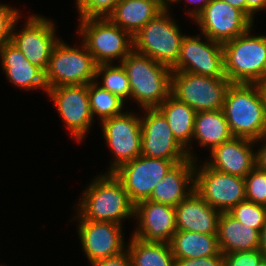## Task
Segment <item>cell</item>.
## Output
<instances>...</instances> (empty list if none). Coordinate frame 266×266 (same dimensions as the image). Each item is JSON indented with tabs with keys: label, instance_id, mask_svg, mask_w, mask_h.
Returning a JSON list of instances; mask_svg holds the SVG:
<instances>
[{
	"label": "cell",
	"instance_id": "ac0fdd59",
	"mask_svg": "<svg viewBox=\"0 0 266 266\" xmlns=\"http://www.w3.org/2000/svg\"><path fill=\"white\" fill-rule=\"evenodd\" d=\"M137 228L131 236L145 241L170 243L176 229L175 207L144 200L134 206Z\"/></svg>",
	"mask_w": 266,
	"mask_h": 266
},
{
	"label": "cell",
	"instance_id": "8992f818",
	"mask_svg": "<svg viewBox=\"0 0 266 266\" xmlns=\"http://www.w3.org/2000/svg\"><path fill=\"white\" fill-rule=\"evenodd\" d=\"M78 24V35L97 65L121 63L133 51V37L108 17L79 19Z\"/></svg>",
	"mask_w": 266,
	"mask_h": 266
},
{
	"label": "cell",
	"instance_id": "ee69618b",
	"mask_svg": "<svg viewBox=\"0 0 266 266\" xmlns=\"http://www.w3.org/2000/svg\"><path fill=\"white\" fill-rule=\"evenodd\" d=\"M165 7H169L170 8V4L173 5V2L175 0H159Z\"/></svg>",
	"mask_w": 266,
	"mask_h": 266
},
{
	"label": "cell",
	"instance_id": "74e56055",
	"mask_svg": "<svg viewBox=\"0 0 266 266\" xmlns=\"http://www.w3.org/2000/svg\"><path fill=\"white\" fill-rule=\"evenodd\" d=\"M266 10V0H246V16L254 23L256 12Z\"/></svg>",
	"mask_w": 266,
	"mask_h": 266
},
{
	"label": "cell",
	"instance_id": "f546056e",
	"mask_svg": "<svg viewBox=\"0 0 266 266\" xmlns=\"http://www.w3.org/2000/svg\"><path fill=\"white\" fill-rule=\"evenodd\" d=\"M98 77L102 78L100 79L102 84H99L101 82ZM94 81L101 88L108 90L125 103H128L127 100L130 99L131 89L127 73L121 64H116L115 66L114 63L97 65Z\"/></svg>",
	"mask_w": 266,
	"mask_h": 266
},
{
	"label": "cell",
	"instance_id": "836d02e7",
	"mask_svg": "<svg viewBox=\"0 0 266 266\" xmlns=\"http://www.w3.org/2000/svg\"><path fill=\"white\" fill-rule=\"evenodd\" d=\"M21 11L15 7L0 3V46L11 41L16 23H19Z\"/></svg>",
	"mask_w": 266,
	"mask_h": 266
},
{
	"label": "cell",
	"instance_id": "e0dca14e",
	"mask_svg": "<svg viewBox=\"0 0 266 266\" xmlns=\"http://www.w3.org/2000/svg\"><path fill=\"white\" fill-rule=\"evenodd\" d=\"M141 155L148 158L187 160V151L174 138L167 119L157 109H141Z\"/></svg>",
	"mask_w": 266,
	"mask_h": 266
},
{
	"label": "cell",
	"instance_id": "d4e9b609",
	"mask_svg": "<svg viewBox=\"0 0 266 266\" xmlns=\"http://www.w3.org/2000/svg\"><path fill=\"white\" fill-rule=\"evenodd\" d=\"M260 232L240 223L228 212L218 220V246L222 254L259 249Z\"/></svg>",
	"mask_w": 266,
	"mask_h": 266
},
{
	"label": "cell",
	"instance_id": "7c38bea8",
	"mask_svg": "<svg viewBox=\"0 0 266 266\" xmlns=\"http://www.w3.org/2000/svg\"><path fill=\"white\" fill-rule=\"evenodd\" d=\"M25 21L20 31L15 29V24L10 42L31 64L46 72L52 50L60 40L59 36H56L55 24L53 20L35 13L28 16Z\"/></svg>",
	"mask_w": 266,
	"mask_h": 266
},
{
	"label": "cell",
	"instance_id": "7a4b0ae2",
	"mask_svg": "<svg viewBox=\"0 0 266 266\" xmlns=\"http://www.w3.org/2000/svg\"><path fill=\"white\" fill-rule=\"evenodd\" d=\"M222 110L233 137L255 141L266 135L265 104L259 84L231 83Z\"/></svg>",
	"mask_w": 266,
	"mask_h": 266
},
{
	"label": "cell",
	"instance_id": "4fadbf2b",
	"mask_svg": "<svg viewBox=\"0 0 266 266\" xmlns=\"http://www.w3.org/2000/svg\"><path fill=\"white\" fill-rule=\"evenodd\" d=\"M201 35H185L178 60L171 68L172 71L216 78L225 77L222 43L213 41L204 34Z\"/></svg>",
	"mask_w": 266,
	"mask_h": 266
},
{
	"label": "cell",
	"instance_id": "2e32d148",
	"mask_svg": "<svg viewBox=\"0 0 266 266\" xmlns=\"http://www.w3.org/2000/svg\"><path fill=\"white\" fill-rule=\"evenodd\" d=\"M194 21L200 28L199 34L222 44L254 26L241 10L223 0H211Z\"/></svg>",
	"mask_w": 266,
	"mask_h": 266
},
{
	"label": "cell",
	"instance_id": "b9f144b4",
	"mask_svg": "<svg viewBox=\"0 0 266 266\" xmlns=\"http://www.w3.org/2000/svg\"><path fill=\"white\" fill-rule=\"evenodd\" d=\"M223 1L241 10L246 15V0H223Z\"/></svg>",
	"mask_w": 266,
	"mask_h": 266
},
{
	"label": "cell",
	"instance_id": "ab89813d",
	"mask_svg": "<svg viewBox=\"0 0 266 266\" xmlns=\"http://www.w3.org/2000/svg\"><path fill=\"white\" fill-rule=\"evenodd\" d=\"M181 0H175L173 3L174 4H178ZM187 2L193 3V4H197L191 9H189L188 11L186 10V14L189 15L188 17L192 18V20H194L205 8V6L211 1V0H186ZM178 2V3H177Z\"/></svg>",
	"mask_w": 266,
	"mask_h": 266
},
{
	"label": "cell",
	"instance_id": "4316f807",
	"mask_svg": "<svg viewBox=\"0 0 266 266\" xmlns=\"http://www.w3.org/2000/svg\"><path fill=\"white\" fill-rule=\"evenodd\" d=\"M170 246L175 259H194L223 255L218 246L217 234H201L177 230Z\"/></svg>",
	"mask_w": 266,
	"mask_h": 266
},
{
	"label": "cell",
	"instance_id": "9a60e30c",
	"mask_svg": "<svg viewBox=\"0 0 266 266\" xmlns=\"http://www.w3.org/2000/svg\"><path fill=\"white\" fill-rule=\"evenodd\" d=\"M75 215L72 220L77 221L78 239L89 264L119 255L126 250L123 225L84 220L77 212Z\"/></svg>",
	"mask_w": 266,
	"mask_h": 266
},
{
	"label": "cell",
	"instance_id": "60d3db41",
	"mask_svg": "<svg viewBox=\"0 0 266 266\" xmlns=\"http://www.w3.org/2000/svg\"><path fill=\"white\" fill-rule=\"evenodd\" d=\"M259 250L266 257V219L259 237Z\"/></svg>",
	"mask_w": 266,
	"mask_h": 266
},
{
	"label": "cell",
	"instance_id": "cb8c5ba5",
	"mask_svg": "<svg viewBox=\"0 0 266 266\" xmlns=\"http://www.w3.org/2000/svg\"><path fill=\"white\" fill-rule=\"evenodd\" d=\"M165 8L159 0H120L108 18L133 37Z\"/></svg>",
	"mask_w": 266,
	"mask_h": 266
},
{
	"label": "cell",
	"instance_id": "3957f363",
	"mask_svg": "<svg viewBox=\"0 0 266 266\" xmlns=\"http://www.w3.org/2000/svg\"><path fill=\"white\" fill-rule=\"evenodd\" d=\"M134 99L142 109L157 108L171 94L172 69L134 50L120 63Z\"/></svg>",
	"mask_w": 266,
	"mask_h": 266
},
{
	"label": "cell",
	"instance_id": "30bf717a",
	"mask_svg": "<svg viewBox=\"0 0 266 266\" xmlns=\"http://www.w3.org/2000/svg\"><path fill=\"white\" fill-rule=\"evenodd\" d=\"M194 189L220 212H229L239 202L246 200L244 178L217 171L205 162L195 165Z\"/></svg>",
	"mask_w": 266,
	"mask_h": 266
},
{
	"label": "cell",
	"instance_id": "83f0119b",
	"mask_svg": "<svg viewBox=\"0 0 266 266\" xmlns=\"http://www.w3.org/2000/svg\"><path fill=\"white\" fill-rule=\"evenodd\" d=\"M127 251L132 266H175L170 243L145 241L130 236Z\"/></svg>",
	"mask_w": 266,
	"mask_h": 266
},
{
	"label": "cell",
	"instance_id": "4dcf8cb0",
	"mask_svg": "<svg viewBox=\"0 0 266 266\" xmlns=\"http://www.w3.org/2000/svg\"><path fill=\"white\" fill-rule=\"evenodd\" d=\"M228 213L240 223L261 232L266 219V206L244 200L235 205Z\"/></svg>",
	"mask_w": 266,
	"mask_h": 266
},
{
	"label": "cell",
	"instance_id": "f35d334b",
	"mask_svg": "<svg viewBox=\"0 0 266 266\" xmlns=\"http://www.w3.org/2000/svg\"><path fill=\"white\" fill-rule=\"evenodd\" d=\"M254 142L257 146L259 142L263 143L256 151V166L266 172V135Z\"/></svg>",
	"mask_w": 266,
	"mask_h": 266
},
{
	"label": "cell",
	"instance_id": "5b68a950",
	"mask_svg": "<svg viewBox=\"0 0 266 266\" xmlns=\"http://www.w3.org/2000/svg\"><path fill=\"white\" fill-rule=\"evenodd\" d=\"M166 7L133 36V50L172 68L185 35Z\"/></svg>",
	"mask_w": 266,
	"mask_h": 266
},
{
	"label": "cell",
	"instance_id": "d6986e66",
	"mask_svg": "<svg viewBox=\"0 0 266 266\" xmlns=\"http://www.w3.org/2000/svg\"><path fill=\"white\" fill-rule=\"evenodd\" d=\"M254 145L253 140L232 137L214 147L210 151V159L204 162L217 171L245 178L256 167Z\"/></svg>",
	"mask_w": 266,
	"mask_h": 266
},
{
	"label": "cell",
	"instance_id": "d590c367",
	"mask_svg": "<svg viewBox=\"0 0 266 266\" xmlns=\"http://www.w3.org/2000/svg\"><path fill=\"white\" fill-rule=\"evenodd\" d=\"M175 266H224V256L214 255L194 259H175Z\"/></svg>",
	"mask_w": 266,
	"mask_h": 266
},
{
	"label": "cell",
	"instance_id": "603a6c76",
	"mask_svg": "<svg viewBox=\"0 0 266 266\" xmlns=\"http://www.w3.org/2000/svg\"><path fill=\"white\" fill-rule=\"evenodd\" d=\"M157 109L167 119L174 138L187 151L192 160L199 158L191 150L196 111L170 94Z\"/></svg>",
	"mask_w": 266,
	"mask_h": 266
},
{
	"label": "cell",
	"instance_id": "1f68e13d",
	"mask_svg": "<svg viewBox=\"0 0 266 266\" xmlns=\"http://www.w3.org/2000/svg\"><path fill=\"white\" fill-rule=\"evenodd\" d=\"M244 181L246 200L266 206V172L256 166Z\"/></svg>",
	"mask_w": 266,
	"mask_h": 266
},
{
	"label": "cell",
	"instance_id": "7bdbcfd3",
	"mask_svg": "<svg viewBox=\"0 0 266 266\" xmlns=\"http://www.w3.org/2000/svg\"><path fill=\"white\" fill-rule=\"evenodd\" d=\"M259 88H260L262 96H263V100H264V104H265V112H266V80L259 83Z\"/></svg>",
	"mask_w": 266,
	"mask_h": 266
},
{
	"label": "cell",
	"instance_id": "52a82bcc",
	"mask_svg": "<svg viewBox=\"0 0 266 266\" xmlns=\"http://www.w3.org/2000/svg\"><path fill=\"white\" fill-rule=\"evenodd\" d=\"M77 47L59 40L54 46L45 72L49 88L89 84L95 80L97 64L81 41Z\"/></svg>",
	"mask_w": 266,
	"mask_h": 266
},
{
	"label": "cell",
	"instance_id": "44dd1931",
	"mask_svg": "<svg viewBox=\"0 0 266 266\" xmlns=\"http://www.w3.org/2000/svg\"><path fill=\"white\" fill-rule=\"evenodd\" d=\"M176 229L217 234L221 212L210 206L194 189L176 207Z\"/></svg>",
	"mask_w": 266,
	"mask_h": 266
},
{
	"label": "cell",
	"instance_id": "8d00e7d4",
	"mask_svg": "<svg viewBox=\"0 0 266 266\" xmlns=\"http://www.w3.org/2000/svg\"><path fill=\"white\" fill-rule=\"evenodd\" d=\"M90 266H132L131 259L127 249L119 255L109 257L106 259L97 260L90 264Z\"/></svg>",
	"mask_w": 266,
	"mask_h": 266
},
{
	"label": "cell",
	"instance_id": "277c9868",
	"mask_svg": "<svg viewBox=\"0 0 266 266\" xmlns=\"http://www.w3.org/2000/svg\"><path fill=\"white\" fill-rule=\"evenodd\" d=\"M246 33L222 44L224 72L231 83L259 84L266 80V35Z\"/></svg>",
	"mask_w": 266,
	"mask_h": 266
},
{
	"label": "cell",
	"instance_id": "f6af8a7d",
	"mask_svg": "<svg viewBox=\"0 0 266 266\" xmlns=\"http://www.w3.org/2000/svg\"><path fill=\"white\" fill-rule=\"evenodd\" d=\"M258 266H266V257H264V258L260 261V263H259Z\"/></svg>",
	"mask_w": 266,
	"mask_h": 266
},
{
	"label": "cell",
	"instance_id": "f1b7e54d",
	"mask_svg": "<svg viewBox=\"0 0 266 266\" xmlns=\"http://www.w3.org/2000/svg\"><path fill=\"white\" fill-rule=\"evenodd\" d=\"M88 97L93 119L96 116L98 119L100 118V122L106 118L122 114L123 109L126 108L123 100L101 88L95 81L88 84Z\"/></svg>",
	"mask_w": 266,
	"mask_h": 266
},
{
	"label": "cell",
	"instance_id": "ffe728a7",
	"mask_svg": "<svg viewBox=\"0 0 266 266\" xmlns=\"http://www.w3.org/2000/svg\"><path fill=\"white\" fill-rule=\"evenodd\" d=\"M0 59L7 80L14 86L24 91L40 89L48 92L45 72L31 64L13 43L0 46Z\"/></svg>",
	"mask_w": 266,
	"mask_h": 266
},
{
	"label": "cell",
	"instance_id": "ba28073f",
	"mask_svg": "<svg viewBox=\"0 0 266 266\" xmlns=\"http://www.w3.org/2000/svg\"><path fill=\"white\" fill-rule=\"evenodd\" d=\"M229 79L172 71L171 94L196 112L222 110Z\"/></svg>",
	"mask_w": 266,
	"mask_h": 266
},
{
	"label": "cell",
	"instance_id": "5bb4252c",
	"mask_svg": "<svg viewBox=\"0 0 266 266\" xmlns=\"http://www.w3.org/2000/svg\"><path fill=\"white\" fill-rule=\"evenodd\" d=\"M70 131V135L81 142L94 125L88 97V84L65 85L49 88L46 94ZM88 133V134H87Z\"/></svg>",
	"mask_w": 266,
	"mask_h": 266
},
{
	"label": "cell",
	"instance_id": "6da1fadb",
	"mask_svg": "<svg viewBox=\"0 0 266 266\" xmlns=\"http://www.w3.org/2000/svg\"><path fill=\"white\" fill-rule=\"evenodd\" d=\"M78 200L76 212L84 220L122 225L125 218L134 217L135 205L114 173L105 172L97 175Z\"/></svg>",
	"mask_w": 266,
	"mask_h": 266
},
{
	"label": "cell",
	"instance_id": "d6a6232c",
	"mask_svg": "<svg viewBox=\"0 0 266 266\" xmlns=\"http://www.w3.org/2000/svg\"><path fill=\"white\" fill-rule=\"evenodd\" d=\"M120 0H76L79 19L108 17Z\"/></svg>",
	"mask_w": 266,
	"mask_h": 266
},
{
	"label": "cell",
	"instance_id": "e575fe53",
	"mask_svg": "<svg viewBox=\"0 0 266 266\" xmlns=\"http://www.w3.org/2000/svg\"><path fill=\"white\" fill-rule=\"evenodd\" d=\"M223 256L224 266H258L260 261L265 257L259 249L238 251L223 254Z\"/></svg>",
	"mask_w": 266,
	"mask_h": 266
},
{
	"label": "cell",
	"instance_id": "9c48e42d",
	"mask_svg": "<svg viewBox=\"0 0 266 266\" xmlns=\"http://www.w3.org/2000/svg\"><path fill=\"white\" fill-rule=\"evenodd\" d=\"M104 140L113 154L107 173H113L123 164L141 155L140 115L126 111L99 122Z\"/></svg>",
	"mask_w": 266,
	"mask_h": 266
},
{
	"label": "cell",
	"instance_id": "484cf974",
	"mask_svg": "<svg viewBox=\"0 0 266 266\" xmlns=\"http://www.w3.org/2000/svg\"><path fill=\"white\" fill-rule=\"evenodd\" d=\"M232 137L223 110L196 112L192 142H198L200 147H209L210 152L214 147Z\"/></svg>",
	"mask_w": 266,
	"mask_h": 266
},
{
	"label": "cell",
	"instance_id": "8fae6325",
	"mask_svg": "<svg viewBox=\"0 0 266 266\" xmlns=\"http://www.w3.org/2000/svg\"><path fill=\"white\" fill-rule=\"evenodd\" d=\"M185 160H167L148 158L140 155L134 160L120 166L113 173L122 182L130 201L137 203L148 200L155 185L176 164Z\"/></svg>",
	"mask_w": 266,
	"mask_h": 266
},
{
	"label": "cell",
	"instance_id": "7402d4cb",
	"mask_svg": "<svg viewBox=\"0 0 266 266\" xmlns=\"http://www.w3.org/2000/svg\"><path fill=\"white\" fill-rule=\"evenodd\" d=\"M198 160H187L176 164L159 181L148 200L176 207L195 186V165Z\"/></svg>",
	"mask_w": 266,
	"mask_h": 266
}]
</instances>
